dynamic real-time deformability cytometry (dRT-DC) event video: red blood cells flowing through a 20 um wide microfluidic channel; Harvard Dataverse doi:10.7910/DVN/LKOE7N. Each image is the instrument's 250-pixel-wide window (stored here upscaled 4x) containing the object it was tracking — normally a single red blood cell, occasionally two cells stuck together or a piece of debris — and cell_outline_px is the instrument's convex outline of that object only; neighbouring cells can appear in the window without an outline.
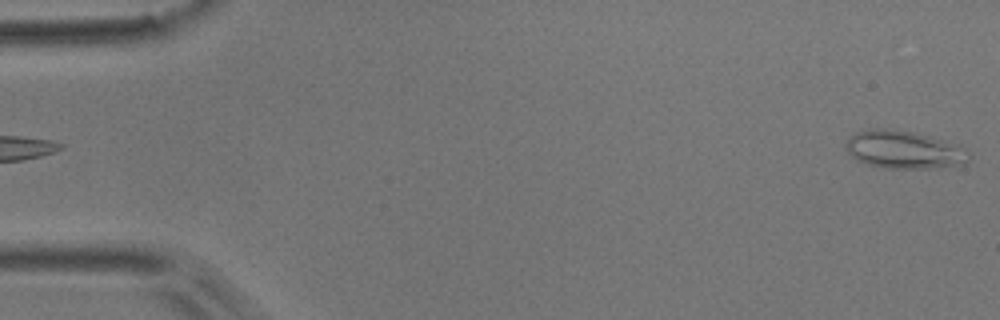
{"species": "common noctule bat (a hibernating species)", "species_latin": "Nyctalus noctula", "temperature_condition": "room temperature", "stored_images_in_passage": 4, "camera_frame_rate_fps": 3000, "um_per_image_px": 0.085, "animal": {"sex": "male", "body_mass_g": 17.9}, "frame": {"image": 1, "passage_image": 4, "time_ms": 1.0, "image_size_px": [1000, 320], "cell_outline_px": [[972, 156], [964, 164], [936, 168], [888, 168], [868, 164], [856, 160], [844, 148], [844, 144], [856, 132], [872, 128], [888, 128], [912, 132], [960, 144]], "centroid_in_image_um": [76.86, 12.72], "position_along_channel_um": 8.1, "area_um2": 27.28}}